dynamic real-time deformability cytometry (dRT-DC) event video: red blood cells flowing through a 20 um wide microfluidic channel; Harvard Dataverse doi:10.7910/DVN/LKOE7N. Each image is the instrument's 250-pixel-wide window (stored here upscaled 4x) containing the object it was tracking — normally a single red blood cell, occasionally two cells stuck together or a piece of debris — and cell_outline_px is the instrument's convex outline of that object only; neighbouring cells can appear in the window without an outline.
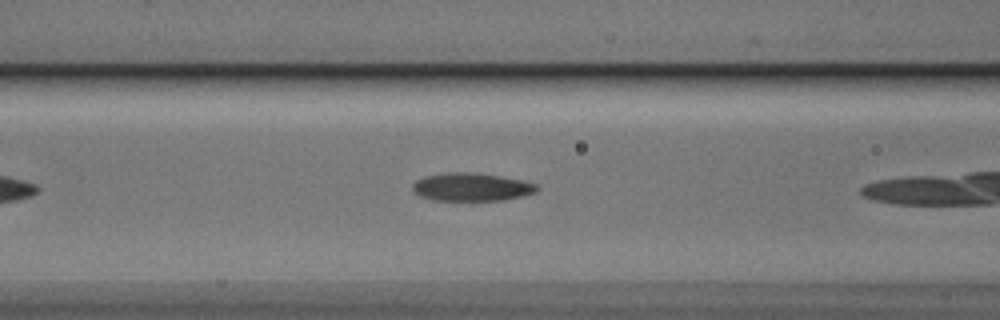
{"species": "Egyptian fruit bat (a non-hibernating species)", "species_latin": "Rousettus aegyptiacus", "temperature_condition": "cold", "stored_images_in_passage": 7, "camera_frame_rate_fps": 3000, "um_per_image_px": 0.085, "animal": {"sex": "male"}, "frame": {"image": 1, "passage_image": 6, "time_ms": 1.667, "image_size_px": [1000, 320], "cell_outline_px": [[540, 188], [536, 192], [504, 200], [432, 200], [420, 196], [412, 188], [412, 184], [416, 180], [424, 176], [444, 172], [472, 172], [500, 176], [520, 180], [536, 184]], "centroid_in_image_um": [40.05, 15.89], "position_along_channel_um": 126.6, "area_um2": 20.29}}